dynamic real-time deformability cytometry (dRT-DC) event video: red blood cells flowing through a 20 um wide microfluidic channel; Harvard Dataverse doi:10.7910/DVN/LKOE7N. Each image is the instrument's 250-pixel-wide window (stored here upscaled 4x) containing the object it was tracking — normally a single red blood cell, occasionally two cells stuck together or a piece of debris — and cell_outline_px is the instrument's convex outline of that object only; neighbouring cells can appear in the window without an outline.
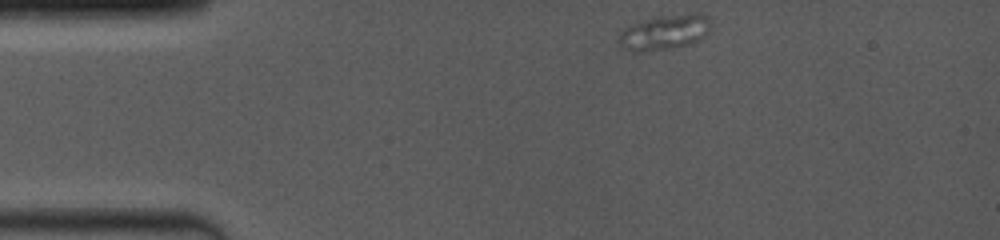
{"species": "common noctule bat (a hibernating species)", "species_latin": "Nyctalus noctula", "temperature_condition": "room temperature", "stored_images_in_passage": 7, "camera_frame_rate_fps": 4000, "um_per_image_px": 0.085, "animal": {"sex": "female", "body_mass_g": 19.0, "forearm_length_mm": 53.3}, "frame": {"image": 1, "passage_image": 1, "time_ms": 0.0, "image_size_px": [1000, 240], "cell_outline_px": [[712, 24], [708, 32], [700, 40], [688, 44], [672, 48], [640, 52], [632, 52], [624, 48], [620, 44], [620, 36], [624, 28], [632, 24], [656, 16], [696, 12], [700, 12], [708, 16]], "centroid_in_image_um": [56.55, 2.72], "position_along_channel_um": 28.5, "area_um2": 18.96}}
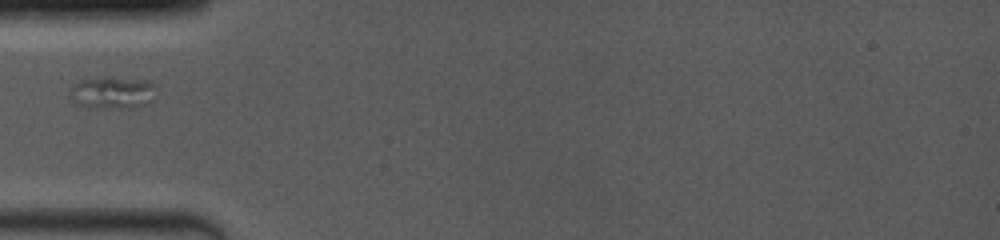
{"frame": {"image": 2, "passage_image": 5, "time_ms": 3.0, "image_size_px": [1000, 240], "cell_outline_px": [[156, 88], [140, 104], [132, 108], [92, 108], [80, 104], [72, 100], [68, 92], [72, 84], [80, 80], [108, 76], [112, 76], [144, 80], [156, 84]], "centroid_in_image_um": [9.43, 7.83], "position_along_channel_um": 75.6, "area_um2": 15.9}}
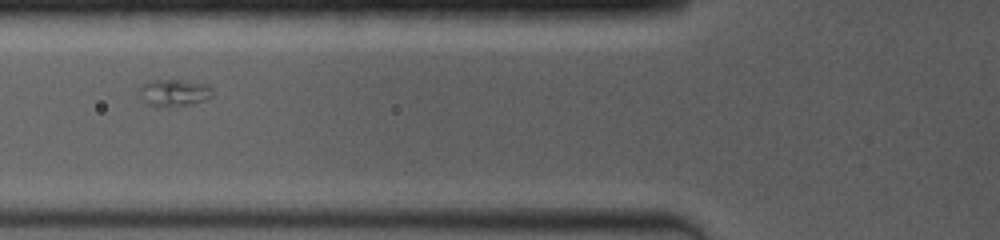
{"frame": {"image": 3, "passage_image": 6, "time_ms": 4.0, "image_size_px": [1000, 240], "cell_outline_px": [[212, 96], [204, 100], [188, 104], [148, 104], [136, 92], [136, 88], [140, 84], [152, 80], [180, 80], [212, 84]], "centroid_in_image_um": [14.78, 7.81], "position_along_channel_um": 111.0, "area_um2": 11.27}}